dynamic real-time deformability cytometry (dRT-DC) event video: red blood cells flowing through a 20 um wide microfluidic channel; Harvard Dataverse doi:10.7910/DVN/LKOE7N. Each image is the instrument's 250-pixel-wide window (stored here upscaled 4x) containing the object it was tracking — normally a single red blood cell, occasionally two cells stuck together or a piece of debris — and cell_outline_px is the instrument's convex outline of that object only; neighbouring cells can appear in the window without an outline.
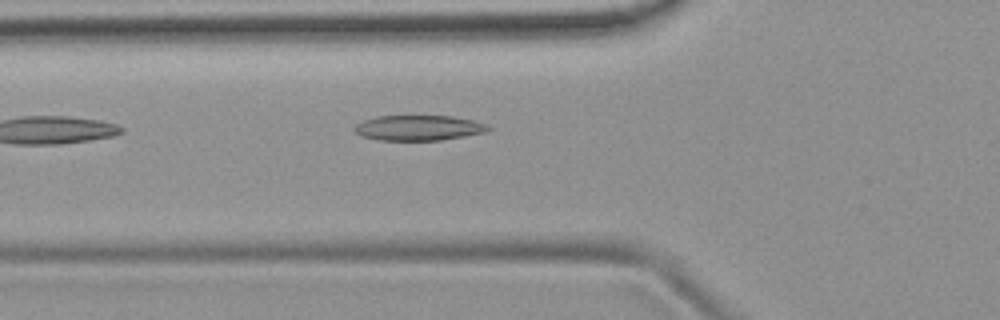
{"species": "common noctule bat (a hibernating species)", "species_latin": "Nyctalus noctula", "temperature_condition": "room temperature", "stored_images_in_passage": 7, "camera_frame_rate_fps": 3000, "um_per_image_px": 0.085, "animal": {"sex": "female", "body_mass_g": 19.9}, "frame": {"image": 1, "passage_image": 2, "time_ms": 0.333, "image_size_px": [1000, 320], "cell_outline_px": [[492, 128], [484, 132], [464, 136], [440, 140], [376, 140], [360, 136], [352, 128], [356, 124], [364, 120], [376, 116], [452, 116], [472, 120], [488, 124]], "centroid_in_image_um": [35.55, 10.87], "position_along_channel_um": 90.3, "area_um2": 19.71}}